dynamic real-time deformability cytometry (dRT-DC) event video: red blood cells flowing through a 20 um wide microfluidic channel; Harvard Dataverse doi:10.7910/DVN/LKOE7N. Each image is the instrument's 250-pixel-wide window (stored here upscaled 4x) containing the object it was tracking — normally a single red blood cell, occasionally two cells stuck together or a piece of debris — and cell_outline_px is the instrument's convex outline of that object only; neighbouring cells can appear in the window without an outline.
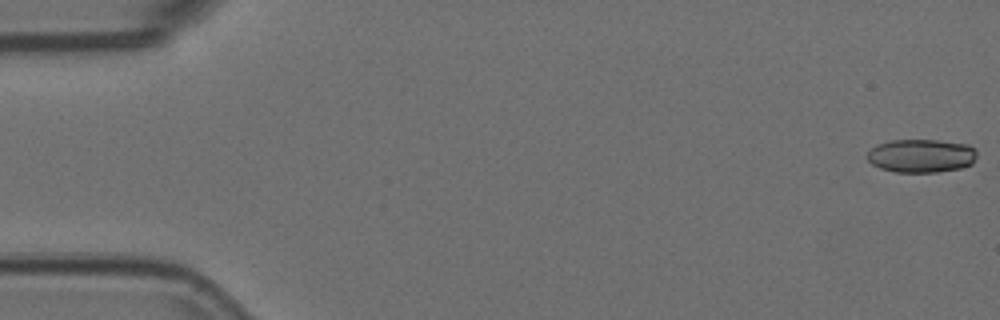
{"species": "Egyptian fruit bat (a non-hibernating species)", "species_latin": "Rousettus aegyptiacus", "temperature_condition": "room temperature", "stored_images_in_passage": 24, "camera_frame_rate_fps": 3000, "um_per_image_px": 0.085, "animal": {"sex": "female"}, "frame": {"image": 1, "passage_image": 1, "time_ms": 0.0, "image_size_px": [1000, 320], "cell_outline_px": [[976, 156], [972, 164], [960, 168], [936, 172], [896, 172], [880, 168], [872, 164], [864, 156], [876, 144], [892, 140], [936, 140], [968, 144], [976, 148]], "centroid_in_image_um": [78.29, 13.24], "position_along_channel_um": 6.7, "area_um2": 21.5}}
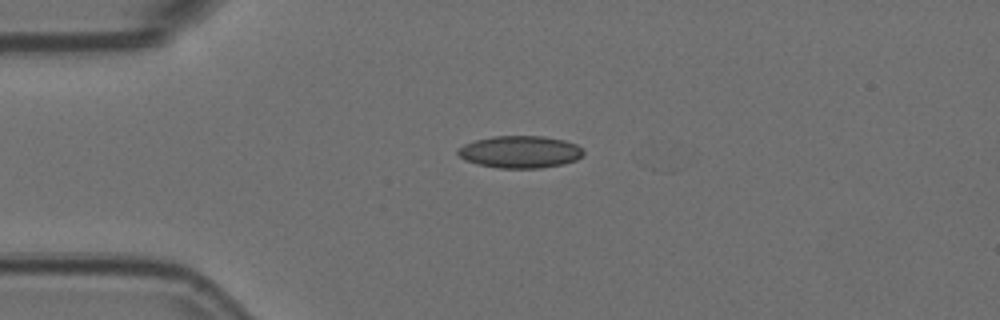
{"frame": {"image": 2, "passage_image": 14, "time_ms": 4.333, "image_size_px": [1000, 320], "cell_outline_px": [[584, 152], [576, 160], [564, 164], [540, 168], [500, 168], [480, 164], [464, 160], [456, 152], [464, 144], [476, 140], [492, 136], [544, 136], [564, 140], [576, 144]], "centroid_in_image_um": [44.21, 12.91], "position_along_channel_um": 40.8, "area_um2": 23.41}}
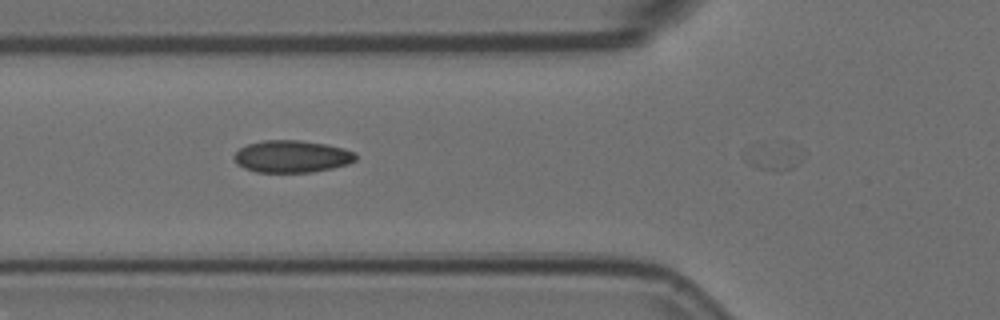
{"frame": {"image": 3, "passage_image": 21, "time_ms": 6.667, "image_size_px": [1000, 320], "cell_outline_px": [[356, 160], [348, 164], [332, 168], [312, 172], [256, 172], [244, 168], [236, 164], [232, 156], [240, 148], [248, 144], [264, 140], [300, 140], [328, 144], [344, 148], [356, 152]], "centroid_in_image_um": [24.81, 13.29], "position_along_channel_um": 101.0, "area_um2": 23.0}}